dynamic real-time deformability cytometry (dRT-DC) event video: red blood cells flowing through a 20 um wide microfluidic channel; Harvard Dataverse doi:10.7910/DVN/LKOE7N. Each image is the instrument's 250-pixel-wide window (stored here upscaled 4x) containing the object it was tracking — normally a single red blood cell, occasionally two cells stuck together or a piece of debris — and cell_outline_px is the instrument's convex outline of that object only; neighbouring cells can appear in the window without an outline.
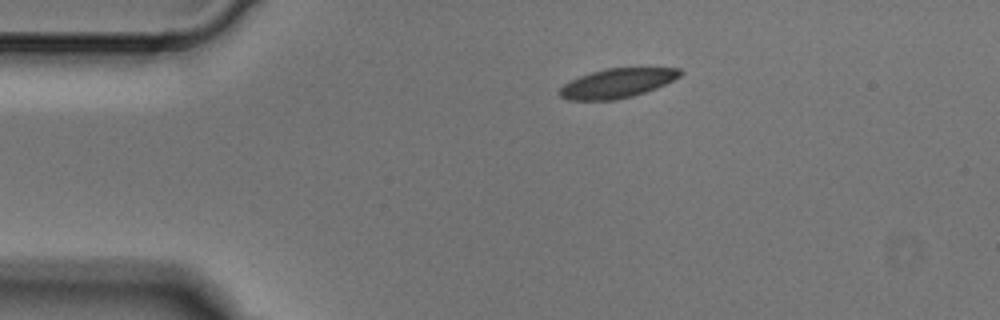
{"species": "Egyptian fruit bat (a non-hibernating species)", "species_latin": "Rousettus aegyptiacus", "temperature_condition": "cold", "stored_images_in_passage": 2, "camera_frame_rate_fps": 3000, "um_per_image_px": 0.085, "animal": {"sex": "male"}, "frame": {"image": 1, "passage_image": 1, "time_ms": 0.0, "image_size_px": [1000, 320], "cell_outline_px": [[684, 72], [680, 76], [656, 88], [632, 96], [616, 100], [568, 100], [560, 96], [556, 92], [568, 80], [604, 68], [680, 68]], "centroid_in_image_um": [52.41, 7.07], "position_along_channel_um": 32.6, "area_um2": 20.63}}